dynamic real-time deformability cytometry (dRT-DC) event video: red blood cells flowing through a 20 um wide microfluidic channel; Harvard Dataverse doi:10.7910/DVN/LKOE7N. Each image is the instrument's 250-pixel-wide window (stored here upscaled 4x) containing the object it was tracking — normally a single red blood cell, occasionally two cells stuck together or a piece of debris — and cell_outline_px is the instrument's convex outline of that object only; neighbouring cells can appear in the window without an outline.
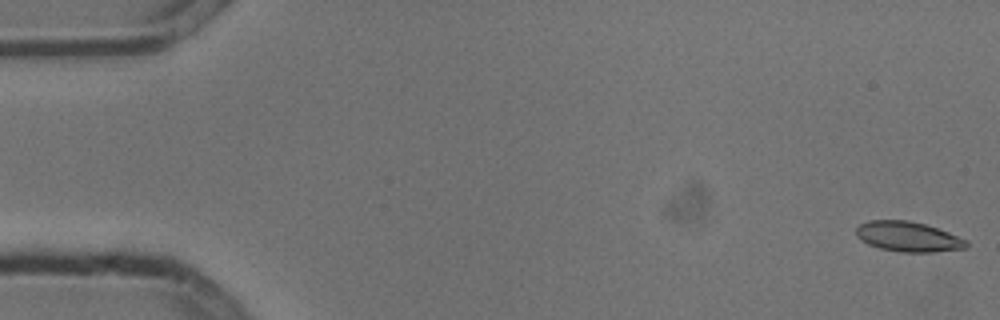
{"species": "common noctule bat (a hibernating species)", "species_latin": "Nyctalus noctula", "temperature_condition": "cold", "stored_images_in_passage": 7, "camera_frame_rate_fps": 3000, "um_per_image_px": 0.085, "animal": {"sex": "male", "body_mass_g": 13.3}, "frame": {"image": 1, "passage_image": 1, "time_ms": 0.0, "image_size_px": [1000, 320], "cell_outline_px": [[968, 244], [964, 248], [932, 252], [900, 252], [880, 248], [868, 244], [860, 240], [856, 236], [856, 228], [860, 224], [868, 220], [908, 220], [924, 224], [948, 232], [968, 240]], "centroid_in_image_um": [77.16, 20.11], "position_along_channel_um": 7.8, "area_um2": 19.25}}
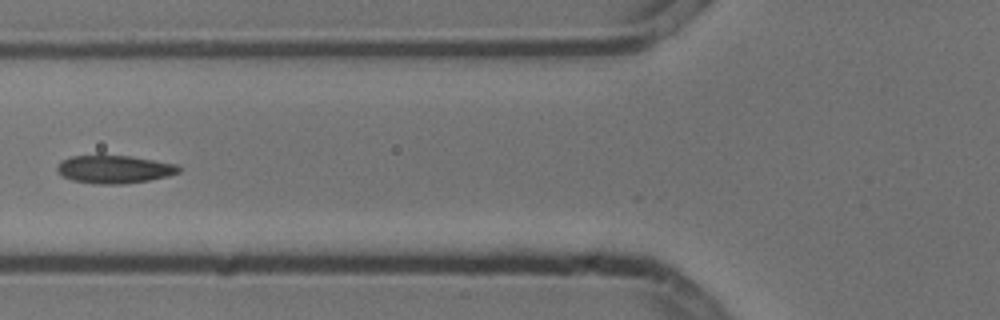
{"frame": {"image": 2, "passage_image": 6, "time_ms": 1.667, "image_size_px": [1000, 320], "cell_outline_px": [[180, 172], [168, 176], [148, 180], [120, 184], [96, 184], [72, 180], [64, 176], [56, 168], [60, 160], [72, 156], [128, 156], [176, 164], [180, 168]], "centroid_in_image_um": [9.71, 14.39], "position_along_channel_um": 116.1, "area_um2": 19.48}}
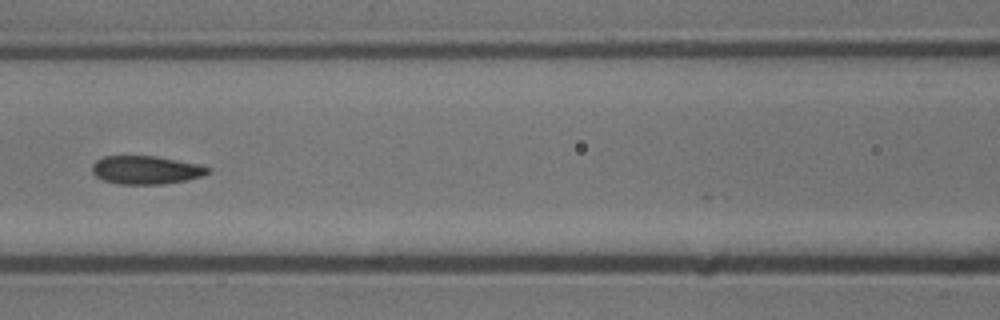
{"frame": {"image": 3, "passage_image": 7, "time_ms": 2.0, "image_size_px": [1000, 320], "cell_outline_px": [[212, 172], [204, 176], [164, 184], [120, 184], [104, 180], [96, 176], [92, 172], [92, 164], [96, 160], [104, 156], [156, 156], [200, 164], [212, 168]], "centroid_in_image_um": [12.45, 14.44], "position_along_channel_um": 154.1, "area_um2": 19.25}}